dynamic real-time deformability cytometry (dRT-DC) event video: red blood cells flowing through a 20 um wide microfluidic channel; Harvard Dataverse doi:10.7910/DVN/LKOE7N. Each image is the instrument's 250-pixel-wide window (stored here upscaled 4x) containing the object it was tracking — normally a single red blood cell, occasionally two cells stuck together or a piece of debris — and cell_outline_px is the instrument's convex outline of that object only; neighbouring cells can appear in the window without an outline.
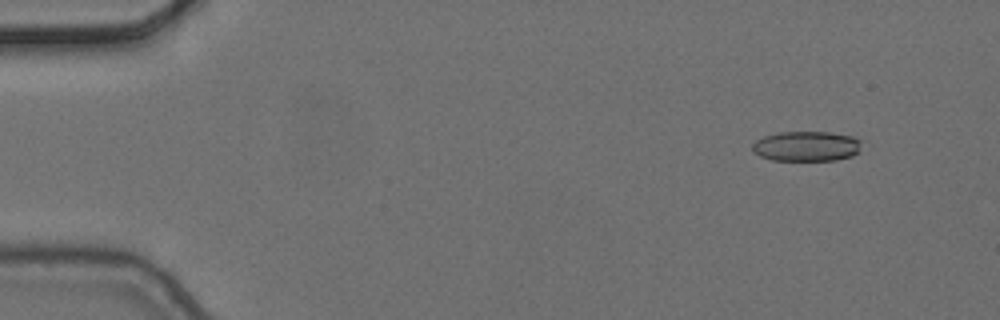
{"species": "common noctule bat (a hibernating species)", "species_latin": "Nyctalus noctula", "temperature_condition": "cold", "stored_images_in_passage": 9, "camera_frame_rate_fps": 3000, "um_per_image_px": 0.085, "animal": {"sex": "female", "body_mass_g": 24.6, "forearm_length_mm": 56.2}, "frame": {"image": 1, "passage_image": 2, "time_ms": 0.333, "image_size_px": [1000, 320], "cell_outline_px": [[860, 152], [852, 156], [836, 160], [772, 160], [760, 156], [752, 152], [752, 144], [756, 140], [764, 136], [780, 132], [828, 132], [852, 136], [860, 140]], "centroid_in_image_um": [68.54, 12.43], "position_along_channel_um": 16.5, "area_um2": 19.19}}
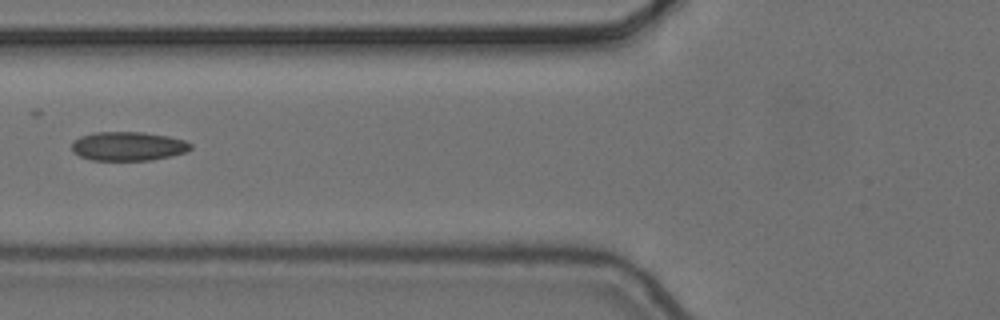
{"frame": {"image": 2, "passage_image": 6, "time_ms": 1.667, "image_size_px": [1000, 320], "cell_outline_px": [[192, 148], [184, 152], [172, 156], [152, 160], [92, 160], [80, 156], [72, 152], [72, 140], [80, 136], [92, 132], [144, 132], [168, 136], [184, 140], [192, 144]], "centroid_in_image_um": [10.87, 12.42], "position_along_channel_um": 114.9, "area_um2": 20.23}}
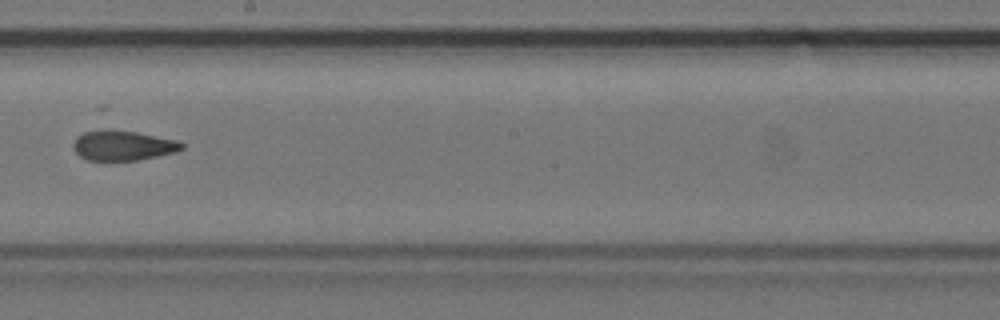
{"frame": {"image": 3, "passage_image": 9, "time_ms": 2.667, "image_size_px": [1000, 320], "cell_outline_px": [[184, 148], [176, 152], [136, 160], [108, 164], [88, 160], [80, 156], [72, 148], [72, 144], [76, 136], [84, 132], [100, 128], [108, 128], [136, 132], [180, 140], [184, 144]], "centroid_in_image_um": [10.39, 12.38], "position_along_channel_um": 237.8, "area_um2": 20.0}}